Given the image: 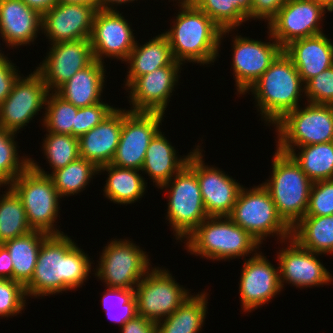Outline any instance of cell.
<instances>
[{
	"instance_id": "6da1fadb",
	"label": "cell",
	"mask_w": 333,
	"mask_h": 333,
	"mask_svg": "<svg viewBox=\"0 0 333 333\" xmlns=\"http://www.w3.org/2000/svg\"><path fill=\"white\" fill-rule=\"evenodd\" d=\"M70 237L48 235L42 242L26 297H44L82 287L91 273L92 261Z\"/></svg>"
},
{
	"instance_id": "7a4b0ae2",
	"label": "cell",
	"mask_w": 333,
	"mask_h": 333,
	"mask_svg": "<svg viewBox=\"0 0 333 333\" xmlns=\"http://www.w3.org/2000/svg\"><path fill=\"white\" fill-rule=\"evenodd\" d=\"M174 25L162 32L168 39L173 56L180 63L211 64L217 59L221 40L233 29L222 30L195 5H179ZM222 38V39H221Z\"/></svg>"
},
{
	"instance_id": "3957f363",
	"label": "cell",
	"mask_w": 333,
	"mask_h": 333,
	"mask_svg": "<svg viewBox=\"0 0 333 333\" xmlns=\"http://www.w3.org/2000/svg\"><path fill=\"white\" fill-rule=\"evenodd\" d=\"M249 91L254 95L264 123L275 125L300 106L298 102L305 86L294 63L282 51L246 93Z\"/></svg>"
},
{
	"instance_id": "277c9868",
	"label": "cell",
	"mask_w": 333,
	"mask_h": 333,
	"mask_svg": "<svg viewBox=\"0 0 333 333\" xmlns=\"http://www.w3.org/2000/svg\"><path fill=\"white\" fill-rule=\"evenodd\" d=\"M185 241L188 252L213 261L243 258L261 245L229 217L206 218Z\"/></svg>"
},
{
	"instance_id": "5b68a950",
	"label": "cell",
	"mask_w": 333,
	"mask_h": 333,
	"mask_svg": "<svg viewBox=\"0 0 333 333\" xmlns=\"http://www.w3.org/2000/svg\"><path fill=\"white\" fill-rule=\"evenodd\" d=\"M275 151L272 175L261 184L271 195L279 216L293 228L306 215L313 182L290 154L277 148Z\"/></svg>"
},
{
	"instance_id": "8992f818",
	"label": "cell",
	"mask_w": 333,
	"mask_h": 333,
	"mask_svg": "<svg viewBox=\"0 0 333 333\" xmlns=\"http://www.w3.org/2000/svg\"><path fill=\"white\" fill-rule=\"evenodd\" d=\"M277 149L296 152L301 146L333 141V105L307 102L287 113L275 125Z\"/></svg>"
},
{
	"instance_id": "52a82bcc",
	"label": "cell",
	"mask_w": 333,
	"mask_h": 333,
	"mask_svg": "<svg viewBox=\"0 0 333 333\" xmlns=\"http://www.w3.org/2000/svg\"><path fill=\"white\" fill-rule=\"evenodd\" d=\"M248 189L241 188L228 217L260 244L265 237L275 234L282 243L287 242L291 237V228L279 216L267 189L262 184Z\"/></svg>"
},
{
	"instance_id": "ba28073f",
	"label": "cell",
	"mask_w": 333,
	"mask_h": 333,
	"mask_svg": "<svg viewBox=\"0 0 333 333\" xmlns=\"http://www.w3.org/2000/svg\"><path fill=\"white\" fill-rule=\"evenodd\" d=\"M21 198L30 228L48 235L63 234L57 223L61 196L49 175L41 174L29 166L10 185Z\"/></svg>"
},
{
	"instance_id": "9c48e42d",
	"label": "cell",
	"mask_w": 333,
	"mask_h": 333,
	"mask_svg": "<svg viewBox=\"0 0 333 333\" xmlns=\"http://www.w3.org/2000/svg\"><path fill=\"white\" fill-rule=\"evenodd\" d=\"M168 190L166 219L175 232L176 239H186L208 214L204 208L197 175L186 164L160 189Z\"/></svg>"
},
{
	"instance_id": "30bf717a",
	"label": "cell",
	"mask_w": 333,
	"mask_h": 333,
	"mask_svg": "<svg viewBox=\"0 0 333 333\" xmlns=\"http://www.w3.org/2000/svg\"><path fill=\"white\" fill-rule=\"evenodd\" d=\"M150 258L129 239H114L103 249L95 276L106 288L135 289L152 268Z\"/></svg>"
},
{
	"instance_id": "8fae6325",
	"label": "cell",
	"mask_w": 333,
	"mask_h": 333,
	"mask_svg": "<svg viewBox=\"0 0 333 333\" xmlns=\"http://www.w3.org/2000/svg\"><path fill=\"white\" fill-rule=\"evenodd\" d=\"M190 295L168 269L151 268L135 287L137 313L157 323L170 316Z\"/></svg>"
},
{
	"instance_id": "7c38bea8",
	"label": "cell",
	"mask_w": 333,
	"mask_h": 333,
	"mask_svg": "<svg viewBox=\"0 0 333 333\" xmlns=\"http://www.w3.org/2000/svg\"><path fill=\"white\" fill-rule=\"evenodd\" d=\"M163 113L130 112L122 109V130L116 153L110 164L141 171L146 150L161 130Z\"/></svg>"
},
{
	"instance_id": "4fadbf2b",
	"label": "cell",
	"mask_w": 333,
	"mask_h": 333,
	"mask_svg": "<svg viewBox=\"0 0 333 333\" xmlns=\"http://www.w3.org/2000/svg\"><path fill=\"white\" fill-rule=\"evenodd\" d=\"M49 90L41 75L34 70L14 82L11 93L0 104V128L18 133L41 109H45Z\"/></svg>"
},
{
	"instance_id": "5bb4252c",
	"label": "cell",
	"mask_w": 333,
	"mask_h": 333,
	"mask_svg": "<svg viewBox=\"0 0 333 333\" xmlns=\"http://www.w3.org/2000/svg\"><path fill=\"white\" fill-rule=\"evenodd\" d=\"M197 145L187 164L195 171L208 217H228L243 187L220 168L205 165Z\"/></svg>"
},
{
	"instance_id": "9a60e30c",
	"label": "cell",
	"mask_w": 333,
	"mask_h": 333,
	"mask_svg": "<svg viewBox=\"0 0 333 333\" xmlns=\"http://www.w3.org/2000/svg\"><path fill=\"white\" fill-rule=\"evenodd\" d=\"M326 13L316 0H288L267 23L268 30L284 48L294 40L322 34L320 21Z\"/></svg>"
},
{
	"instance_id": "2e32d148",
	"label": "cell",
	"mask_w": 333,
	"mask_h": 333,
	"mask_svg": "<svg viewBox=\"0 0 333 333\" xmlns=\"http://www.w3.org/2000/svg\"><path fill=\"white\" fill-rule=\"evenodd\" d=\"M269 35V42L254 40L236 35L233 39L232 67L238 94L244 95L247 90L270 67L271 63L283 51L280 44ZM272 38V39H271ZM272 41V42H270Z\"/></svg>"
},
{
	"instance_id": "e0dca14e",
	"label": "cell",
	"mask_w": 333,
	"mask_h": 333,
	"mask_svg": "<svg viewBox=\"0 0 333 333\" xmlns=\"http://www.w3.org/2000/svg\"><path fill=\"white\" fill-rule=\"evenodd\" d=\"M119 13L97 10L94 15L90 43L93 57L99 62H104L103 57L126 61L136 44L134 30Z\"/></svg>"
},
{
	"instance_id": "ac0fdd59",
	"label": "cell",
	"mask_w": 333,
	"mask_h": 333,
	"mask_svg": "<svg viewBox=\"0 0 333 333\" xmlns=\"http://www.w3.org/2000/svg\"><path fill=\"white\" fill-rule=\"evenodd\" d=\"M45 60L36 67L49 92H55L75 73L93 60L90 39H79L50 44Z\"/></svg>"
},
{
	"instance_id": "d6986e66",
	"label": "cell",
	"mask_w": 333,
	"mask_h": 333,
	"mask_svg": "<svg viewBox=\"0 0 333 333\" xmlns=\"http://www.w3.org/2000/svg\"><path fill=\"white\" fill-rule=\"evenodd\" d=\"M286 241L290 244L277 253L282 289L285 288L284 282L302 289L312 286L320 287L333 281L332 274L327 271L328 269L323 266L320 259H317L318 255L322 254L301 247L291 237Z\"/></svg>"
},
{
	"instance_id": "ffe728a7",
	"label": "cell",
	"mask_w": 333,
	"mask_h": 333,
	"mask_svg": "<svg viewBox=\"0 0 333 333\" xmlns=\"http://www.w3.org/2000/svg\"><path fill=\"white\" fill-rule=\"evenodd\" d=\"M183 64H170L135 79L130 90V112H159L165 114L174 86L177 85Z\"/></svg>"
},
{
	"instance_id": "44dd1931",
	"label": "cell",
	"mask_w": 333,
	"mask_h": 333,
	"mask_svg": "<svg viewBox=\"0 0 333 333\" xmlns=\"http://www.w3.org/2000/svg\"><path fill=\"white\" fill-rule=\"evenodd\" d=\"M252 255L248 260L244 259L240 275L239 294L244 312L271 302L282 290L279 267L275 268L262 252Z\"/></svg>"
},
{
	"instance_id": "7402d4cb",
	"label": "cell",
	"mask_w": 333,
	"mask_h": 333,
	"mask_svg": "<svg viewBox=\"0 0 333 333\" xmlns=\"http://www.w3.org/2000/svg\"><path fill=\"white\" fill-rule=\"evenodd\" d=\"M96 9L82 4H55L42 15V33L51 44L90 39Z\"/></svg>"
},
{
	"instance_id": "603a6c76",
	"label": "cell",
	"mask_w": 333,
	"mask_h": 333,
	"mask_svg": "<svg viewBox=\"0 0 333 333\" xmlns=\"http://www.w3.org/2000/svg\"><path fill=\"white\" fill-rule=\"evenodd\" d=\"M42 31V15L22 0H0V36L8 47L33 43Z\"/></svg>"
},
{
	"instance_id": "cb8c5ba5",
	"label": "cell",
	"mask_w": 333,
	"mask_h": 333,
	"mask_svg": "<svg viewBox=\"0 0 333 333\" xmlns=\"http://www.w3.org/2000/svg\"><path fill=\"white\" fill-rule=\"evenodd\" d=\"M122 130V109L115 108L96 127L78 138L80 158L97 167L110 164Z\"/></svg>"
},
{
	"instance_id": "d4e9b609",
	"label": "cell",
	"mask_w": 333,
	"mask_h": 333,
	"mask_svg": "<svg viewBox=\"0 0 333 333\" xmlns=\"http://www.w3.org/2000/svg\"><path fill=\"white\" fill-rule=\"evenodd\" d=\"M303 83L333 66V43L324 33L297 39L283 48Z\"/></svg>"
},
{
	"instance_id": "484cf974",
	"label": "cell",
	"mask_w": 333,
	"mask_h": 333,
	"mask_svg": "<svg viewBox=\"0 0 333 333\" xmlns=\"http://www.w3.org/2000/svg\"><path fill=\"white\" fill-rule=\"evenodd\" d=\"M104 62L94 59L88 66L75 73L55 92L75 107H88L102 102L105 83ZM105 70V71H104Z\"/></svg>"
},
{
	"instance_id": "4316f807",
	"label": "cell",
	"mask_w": 333,
	"mask_h": 333,
	"mask_svg": "<svg viewBox=\"0 0 333 333\" xmlns=\"http://www.w3.org/2000/svg\"><path fill=\"white\" fill-rule=\"evenodd\" d=\"M167 137L159 131L151 140L144 158L140 173H146L153 180L156 187L160 188L167 183L188 162L193 149L186 156L178 157L177 152Z\"/></svg>"
},
{
	"instance_id": "83f0119b",
	"label": "cell",
	"mask_w": 333,
	"mask_h": 333,
	"mask_svg": "<svg viewBox=\"0 0 333 333\" xmlns=\"http://www.w3.org/2000/svg\"><path fill=\"white\" fill-rule=\"evenodd\" d=\"M128 59L125 61L130 66L126 77L125 86L128 87L138 77L150 73L170 64H182L175 60L167 37L161 33L153 37L144 45L137 43Z\"/></svg>"
},
{
	"instance_id": "f1b7e54d",
	"label": "cell",
	"mask_w": 333,
	"mask_h": 333,
	"mask_svg": "<svg viewBox=\"0 0 333 333\" xmlns=\"http://www.w3.org/2000/svg\"><path fill=\"white\" fill-rule=\"evenodd\" d=\"M103 171L109 174L103 188L104 196L108 200L127 205L144 196L147 182L139 174V170L106 164L98 167V173Z\"/></svg>"
},
{
	"instance_id": "f546056e",
	"label": "cell",
	"mask_w": 333,
	"mask_h": 333,
	"mask_svg": "<svg viewBox=\"0 0 333 333\" xmlns=\"http://www.w3.org/2000/svg\"><path fill=\"white\" fill-rule=\"evenodd\" d=\"M207 292L190 297L170 316L158 321L157 333H199L207 313Z\"/></svg>"
},
{
	"instance_id": "4dcf8cb0",
	"label": "cell",
	"mask_w": 333,
	"mask_h": 333,
	"mask_svg": "<svg viewBox=\"0 0 333 333\" xmlns=\"http://www.w3.org/2000/svg\"><path fill=\"white\" fill-rule=\"evenodd\" d=\"M48 234L40 231L11 239L2 244L9 252L13 263V280L25 286L32 278L37 256Z\"/></svg>"
},
{
	"instance_id": "1f68e13d",
	"label": "cell",
	"mask_w": 333,
	"mask_h": 333,
	"mask_svg": "<svg viewBox=\"0 0 333 333\" xmlns=\"http://www.w3.org/2000/svg\"><path fill=\"white\" fill-rule=\"evenodd\" d=\"M291 238L315 253L333 254V214L304 216L291 228Z\"/></svg>"
},
{
	"instance_id": "d6a6232c",
	"label": "cell",
	"mask_w": 333,
	"mask_h": 333,
	"mask_svg": "<svg viewBox=\"0 0 333 333\" xmlns=\"http://www.w3.org/2000/svg\"><path fill=\"white\" fill-rule=\"evenodd\" d=\"M30 166L35 171L50 176L61 198L76 195L85 190L84 188L90 183L91 178L98 174V167L83 158H79L51 174L45 172L32 158H30Z\"/></svg>"
},
{
	"instance_id": "836d02e7",
	"label": "cell",
	"mask_w": 333,
	"mask_h": 333,
	"mask_svg": "<svg viewBox=\"0 0 333 333\" xmlns=\"http://www.w3.org/2000/svg\"><path fill=\"white\" fill-rule=\"evenodd\" d=\"M290 154L312 182L333 179V141L298 147Z\"/></svg>"
},
{
	"instance_id": "e575fe53",
	"label": "cell",
	"mask_w": 333,
	"mask_h": 333,
	"mask_svg": "<svg viewBox=\"0 0 333 333\" xmlns=\"http://www.w3.org/2000/svg\"><path fill=\"white\" fill-rule=\"evenodd\" d=\"M0 196V244L31 231L21 198L10 187Z\"/></svg>"
},
{
	"instance_id": "d590c367",
	"label": "cell",
	"mask_w": 333,
	"mask_h": 333,
	"mask_svg": "<svg viewBox=\"0 0 333 333\" xmlns=\"http://www.w3.org/2000/svg\"><path fill=\"white\" fill-rule=\"evenodd\" d=\"M78 107H75L56 92H49L45 104V116L42 124L46 131L73 136Z\"/></svg>"
},
{
	"instance_id": "8d00e7d4",
	"label": "cell",
	"mask_w": 333,
	"mask_h": 333,
	"mask_svg": "<svg viewBox=\"0 0 333 333\" xmlns=\"http://www.w3.org/2000/svg\"><path fill=\"white\" fill-rule=\"evenodd\" d=\"M15 136V132L0 128V184L2 186H9L30 166V157L18 155Z\"/></svg>"
},
{
	"instance_id": "74e56055",
	"label": "cell",
	"mask_w": 333,
	"mask_h": 333,
	"mask_svg": "<svg viewBox=\"0 0 333 333\" xmlns=\"http://www.w3.org/2000/svg\"><path fill=\"white\" fill-rule=\"evenodd\" d=\"M42 143L45 159L52 167V172L80 158L78 138L72 135L48 132Z\"/></svg>"
},
{
	"instance_id": "f35d334b",
	"label": "cell",
	"mask_w": 333,
	"mask_h": 333,
	"mask_svg": "<svg viewBox=\"0 0 333 333\" xmlns=\"http://www.w3.org/2000/svg\"><path fill=\"white\" fill-rule=\"evenodd\" d=\"M104 291L101 303L110 320L122 327L138 315L135 289L108 288Z\"/></svg>"
},
{
	"instance_id": "ab89813d",
	"label": "cell",
	"mask_w": 333,
	"mask_h": 333,
	"mask_svg": "<svg viewBox=\"0 0 333 333\" xmlns=\"http://www.w3.org/2000/svg\"><path fill=\"white\" fill-rule=\"evenodd\" d=\"M194 5L222 30L235 29L247 21L236 8H229V0H197Z\"/></svg>"
},
{
	"instance_id": "60d3db41",
	"label": "cell",
	"mask_w": 333,
	"mask_h": 333,
	"mask_svg": "<svg viewBox=\"0 0 333 333\" xmlns=\"http://www.w3.org/2000/svg\"><path fill=\"white\" fill-rule=\"evenodd\" d=\"M25 287L12 279H0V317L16 316L26 304Z\"/></svg>"
},
{
	"instance_id": "b9f144b4",
	"label": "cell",
	"mask_w": 333,
	"mask_h": 333,
	"mask_svg": "<svg viewBox=\"0 0 333 333\" xmlns=\"http://www.w3.org/2000/svg\"><path fill=\"white\" fill-rule=\"evenodd\" d=\"M304 86L307 102L333 105V66L308 80Z\"/></svg>"
},
{
	"instance_id": "7bdbcfd3",
	"label": "cell",
	"mask_w": 333,
	"mask_h": 333,
	"mask_svg": "<svg viewBox=\"0 0 333 333\" xmlns=\"http://www.w3.org/2000/svg\"><path fill=\"white\" fill-rule=\"evenodd\" d=\"M333 214V179L313 182L305 216Z\"/></svg>"
},
{
	"instance_id": "ee69618b",
	"label": "cell",
	"mask_w": 333,
	"mask_h": 333,
	"mask_svg": "<svg viewBox=\"0 0 333 333\" xmlns=\"http://www.w3.org/2000/svg\"><path fill=\"white\" fill-rule=\"evenodd\" d=\"M114 109L115 107L104 102L78 108L75 126H73V137L80 138L82 135L100 124Z\"/></svg>"
},
{
	"instance_id": "f6af8a7d",
	"label": "cell",
	"mask_w": 333,
	"mask_h": 333,
	"mask_svg": "<svg viewBox=\"0 0 333 333\" xmlns=\"http://www.w3.org/2000/svg\"><path fill=\"white\" fill-rule=\"evenodd\" d=\"M288 0H252L249 19L270 22Z\"/></svg>"
},
{
	"instance_id": "bcb514c9",
	"label": "cell",
	"mask_w": 333,
	"mask_h": 333,
	"mask_svg": "<svg viewBox=\"0 0 333 333\" xmlns=\"http://www.w3.org/2000/svg\"><path fill=\"white\" fill-rule=\"evenodd\" d=\"M8 59L0 61V104L11 93L14 82L20 76L17 66Z\"/></svg>"
},
{
	"instance_id": "7dc6e473",
	"label": "cell",
	"mask_w": 333,
	"mask_h": 333,
	"mask_svg": "<svg viewBox=\"0 0 333 333\" xmlns=\"http://www.w3.org/2000/svg\"><path fill=\"white\" fill-rule=\"evenodd\" d=\"M120 329L121 333H157V324L156 322L137 315L125 323Z\"/></svg>"
},
{
	"instance_id": "c3c4849f",
	"label": "cell",
	"mask_w": 333,
	"mask_h": 333,
	"mask_svg": "<svg viewBox=\"0 0 333 333\" xmlns=\"http://www.w3.org/2000/svg\"><path fill=\"white\" fill-rule=\"evenodd\" d=\"M0 279L13 280V263L8 250L0 244Z\"/></svg>"
},
{
	"instance_id": "681fc988",
	"label": "cell",
	"mask_w": 333,
	"mask_h": 333,
	"mask_svg": "<svg viewBox=\"0 0 333 333\" xmlns=\"http://www.w3.org/2000/svg\"><path fill=\"white\" fill-rule=\"evenodd\" d=\"M28 7L36 10L41 15H44L49 9H51L57 0H22Z\"/></svg>"
},
{
	"instance_id": "f907efd6",
	"label": "cell",
	"mask_w": 333,
	"mask_h": 333,
	"mask_svg": "<svg viewBox=\"0 0 333 333\" xmlns=\"http://www.w3.org/2000/svg\"><path fill=\"white\" fill-rule=\"evenodd\" d=\"M252 0H229V8H236L247 20Z\"/></svg>"
},
{
	"instance_id": "816d5d0a",
	"label": "cell",
	"mask_w": 333,
	"mask_h": 333,
	"mask_svg": "<svg viewBox=\"0 0 333 333\" xmlns=\"http://www.w3.org/2000/svg\"><path fill=\"white\" fill-rule=\"evenodd\" d=\"M122 4H126V0H98V10L117 11V9L113 6Z\"/></svg>"
},
{
	"instance_id": "f5cc1de1",
	"label": "cell",
	"mask_w": 333,
	"mask_h": 333,
	"mask_svg": "<svg viewBox=\"0 0 333 333\" xmlns=\"http://www.w3.org/2000/svg\"><path fill=\"white\" fill-rule=\"evenodd\" d=\"M82 4L94 7L98 10V0H57V4Z\"/></svg>"
},
{
	"instance_id": "db71d44e",
	"label": "cell",
	"mask_w": 333,
	"mask_h": 333,
	"mask_svg": "<svg viewBox=\"0 0 333 333\" xmlns=\"http://www.w3.org/2000/svg\"><path fill=\"white\" fill-rule=\"evenodd\" d=\"M319 4H321L327 12L333 11V0H316Z\"/></svg>"
},
{
	"instance_id": "11a10c76",
	"label": "cell",
	"mask_w": 333,
	"mask_h": 333,
	"mask_svg": "<svg viewBox=\"0 0 333 333\" xmlns=\"http://www.w3.org/2000/svg\"><path fill=\"white\" fill-rule=\"evenodd\" d=\"M174 1V0H173ZM180 5H194L197 0H178Z\"/></svg>"
},
{
	"instance_id": "9f6ffc18",
	"label": "cell",
	"mask_w": 333,
	"mask_h": 333,
	"mask_svg": "<svg viewBox=\"0 0 333 333\" xmlns=\"http://www.w3.org/2000/svg\"><path fill=\"white\" fill-rule=\"evenodd\" d=\"M6 58H7V56L4 55V52L2 53V51L0 50V61L5 60Z\"/></svg>"
},
{
	"instance_id": "6f0895ef",
	"label": "cell",
	"mask_w": 333,
	"mask_h": 333,
	"mask_svg": "<svg viewBox=\"0 0 333 333\" xmlns=\"http://www.w3.org/2000/svg\"><path fill=\"white\" fill-rule=\"evenodd\" d=\"M133 1H135V0H126V3H130V2H133Z\"/></svg>"
}]
</instances>
